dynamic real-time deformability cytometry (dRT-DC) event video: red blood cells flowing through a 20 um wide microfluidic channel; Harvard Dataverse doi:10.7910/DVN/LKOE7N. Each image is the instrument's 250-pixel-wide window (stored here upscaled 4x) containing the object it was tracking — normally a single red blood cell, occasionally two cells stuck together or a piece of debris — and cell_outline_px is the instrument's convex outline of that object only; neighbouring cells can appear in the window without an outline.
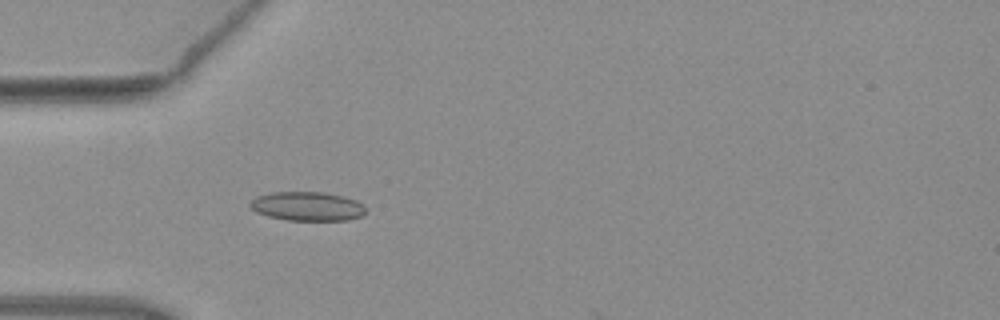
{"species": "common noctule bat (a hibernating species)", "species_latin": "Nyctalus noctula", "temperature_condition": "warm", "stored_images_in_passage": 3, "camera_frame_rate_fps": 3000, "um_per_image_px": 0.085, "animal": {"sex": "female", "body_mass_g": 19.3, "forearm_length_mm": 54.1}, "frame": {"image": 1, "passage_image": 3, "time_ms": 0.667, "image_size_px": [1000, 320], "cell_outline_px": [[364, 212], [360, 216], [348, 220], [288, 220], [268, 216], [256, 212], [248, 204], [256, 196], [272, 192], [324, 192], [356, 200], [364, 204]], "centroid_in_image_um": [26.1, 17.53], "position_along_channel_um": 58.9, "area_um2": 19.42}}